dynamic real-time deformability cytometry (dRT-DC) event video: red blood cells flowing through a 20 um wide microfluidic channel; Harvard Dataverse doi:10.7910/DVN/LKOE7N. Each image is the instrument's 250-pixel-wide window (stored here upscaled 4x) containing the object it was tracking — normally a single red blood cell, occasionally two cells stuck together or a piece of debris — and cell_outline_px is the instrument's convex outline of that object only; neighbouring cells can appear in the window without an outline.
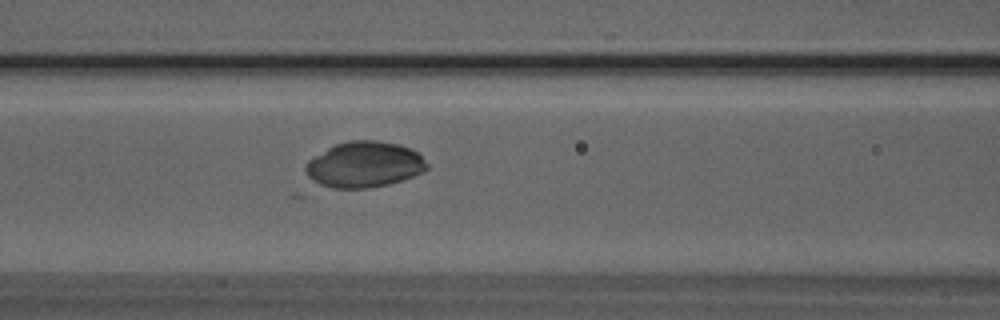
{"species": "Egyptian fruit bat (a non-hibernating species)", "species_latin": "Rousettus aegyptiacus", "temperature_condition": "room temperature", "stored_images_in_passage": 50, "camera_frame_rate_fps": 3000, "um_per_image_px": 0.085, "animal": {"sex": "male"}, "frame": {"image": 1, "passage_image": 20, "time_ms": 6.333, "image_size_px": [1000, 320], "cell_outline_px": [[428, 168], [424, 172], [388, 184], [368, 188], [332, 188], [320, 184], [312, 180], [308, 176], [304, 168], [308, 160], [328, 148], [336, 144], [348, 140], [376, 140], [396, 144], [412, 148], [428, 164]], "centroid_in_image_um": [30.96, 13.98], "position_along_channel_um": 135.6, "area_um2": 32.25}}
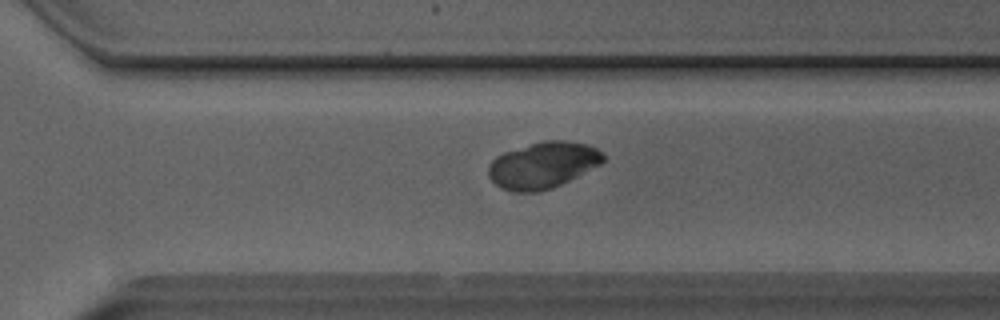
{"frame": {"image": 2, "passage_image": 34, "time_ms": 11.0, "image_size_px": [1000, 320], "cell_outline_px": [[604, 160], [600, 164], [552, 188], [536, 192], [512, 192], [500, 188], [488, 176], [488, 164], [496, 156], [504, 152], [544, 140], [564, 140], [588, 144], [596, 148], [604, 156]], "centroid_in_image_um": [46.1, 14.04], "position_along_channel_um": 324.5, "area_um2": 30.81}}
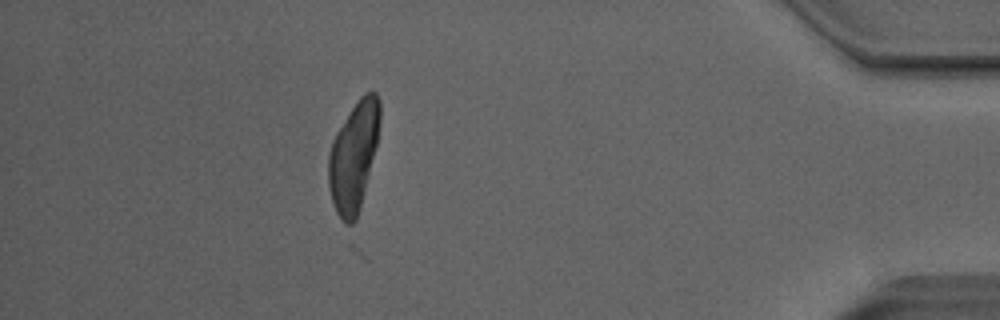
{"frame": {"image": 3, "passage_image": 44, "time_ms": 14.333, "image_size_px": [1000, 320], "cell_outline_px": [[380, 124], [376, 144], [360, 208], [356, 220], [352, 224], [344, 224], [336, 212], [328, 188], [328, 152], [332, 140], [336, 132], [360, 96], [364, 92], [376, 92], [380, 100]], "centroid_in_image_um": [30.04, 13.28], "position_along_channel_um": 405.2, "area_um2": 32.54}}